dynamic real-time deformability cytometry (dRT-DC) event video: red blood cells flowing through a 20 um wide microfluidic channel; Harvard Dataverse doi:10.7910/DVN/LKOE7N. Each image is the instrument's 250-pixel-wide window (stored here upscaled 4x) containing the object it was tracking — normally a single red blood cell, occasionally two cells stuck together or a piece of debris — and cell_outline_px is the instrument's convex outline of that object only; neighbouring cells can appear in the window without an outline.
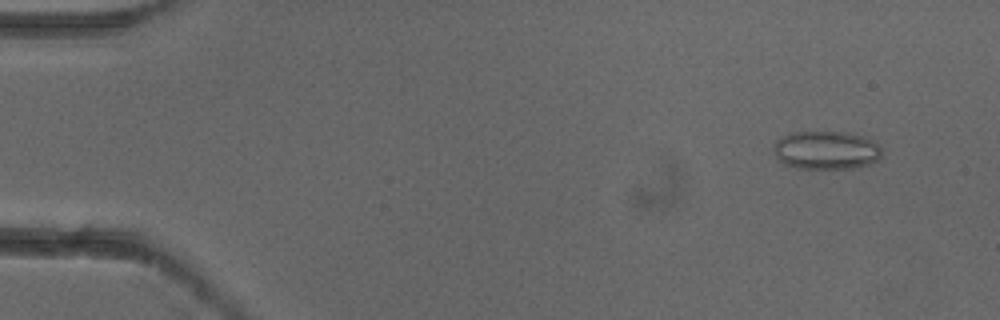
{"species": "common noctule bat (a hibernating species)", "species_latin": "Nyctalus noctula", "temperature_condition": "cold", "stored_images_in_passage": 4, "camera_frame_rate_fps": 3000, "um_per_image_px": 0.085, "animal": {"sex": "female"}, "frame": {"image": 1, "passage_image": 2, "time_ms": 0.333, "image_size_px": [1000, 320], "cell_outline_px": [[880, 156], [876, 160], [868, 164], [856, 168], [796, 168], [784, 164], [776, 156], [776, 140], [788, 132], [848, 132], [864, 136], [872, 140], [880, 148]], "centroid_in_image_um": [70.22, 12.76], "position_along_channel_um": 14.8, "area_um2": 23.99}}